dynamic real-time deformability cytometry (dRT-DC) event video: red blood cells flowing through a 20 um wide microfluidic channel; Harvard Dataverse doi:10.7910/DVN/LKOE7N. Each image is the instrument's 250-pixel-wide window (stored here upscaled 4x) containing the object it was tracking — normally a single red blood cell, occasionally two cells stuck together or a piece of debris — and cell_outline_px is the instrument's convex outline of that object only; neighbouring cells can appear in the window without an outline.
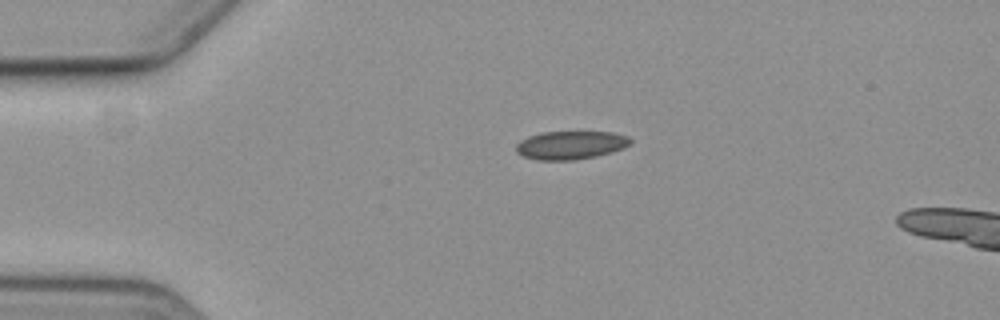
{"species": "common noctule bat (a hibernating species)", "species_latin": "Nyctalus noctula", "temperature_condition": "cold", "stored_images_in_passage": 3, "camera_frame_rate_fps": 3000, "um_per_image_px": 0.085, "animal": {"sex": "female", "body_mass_g": 19.3, "forearm_length_mm": 54.1}, "frame": {"image": 1, "passage_image": 1, "time_ms": 0.0, "image_size_px": [1000, 320], "cell_outline_px": [[632, 144], [624, 148], [612, 152], [596, 156], [576, 160], [536, 160], [524, 156], [516, 152], [516, 144], [520, 140], [528, 136], [544, 132], [612, 132], [628, 136], [632, 140]], "centroid_in_image_um": [48.53, 12.34], "position_along_channel_um": 36.5, "area_um2": 19.02}}